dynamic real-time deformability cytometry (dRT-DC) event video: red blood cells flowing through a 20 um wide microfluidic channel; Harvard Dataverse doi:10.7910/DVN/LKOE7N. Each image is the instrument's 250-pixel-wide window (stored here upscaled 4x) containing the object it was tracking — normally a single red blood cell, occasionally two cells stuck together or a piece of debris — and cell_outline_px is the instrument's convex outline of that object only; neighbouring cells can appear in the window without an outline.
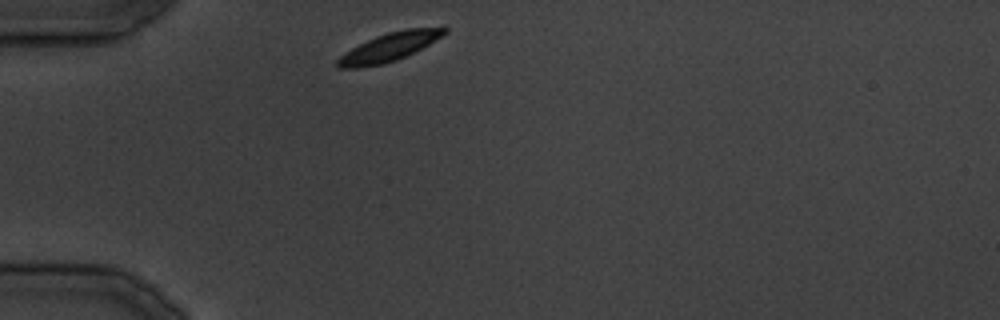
{"species": "common noctule bat (a hibernating species)", "species_latin": "Nyctalus noctula", "temperature_condition": "cold", "stored_images_in_passage": 22, "camera_frame_rate_fps": 3000, "um_per_image_px": 0.085, "animal": {"sex": "male", "body_mass_g": 19.5, "forearm_length_mm": 54.6}, "frame": {"image": 1, "passage_image": 1, "time_ms": 0.0, "image_size_px": [1000, 320], "cell_outline_px": [[448, 32], [428, 44], [396, 60], [384, 64], [356, 68], [340, 68], [336, 64], [336, 60], [340, 56], [352, 48], [376, 36], [388, 32], [404, 28], [448, 28]], "centroid_in_image_um": [33.05, 4.0], "position_along_channel_um": 51.9, "area_um2": 17.22}}
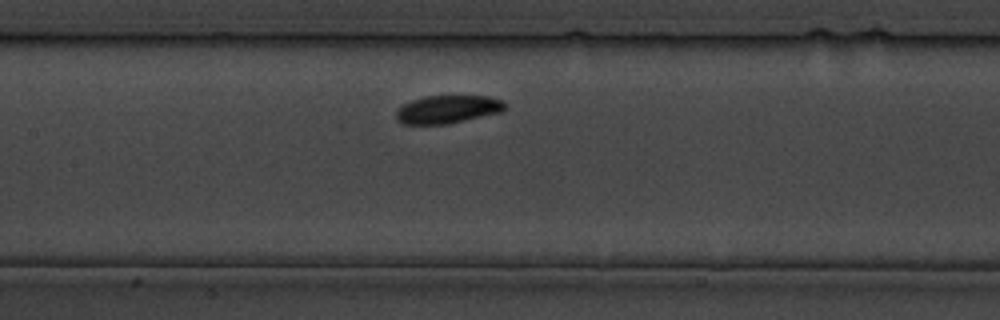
{"frame": {"image": 2, "passage_image": 8, "time_ms": 9.0, "image_size_px": [1000, 320], "cell_outline_px": [[504, 108], [500, 112], [448, 124], [400, 124], [396, 120], [396, 112], [404, 104], [412, 100], [428, 96], [488, 96], [500, 100], [504, 104]], "centroid_in_image_um": [38.0, 9.3], "position_along_channel_um": 169.4, "area_um2": 17.51}}
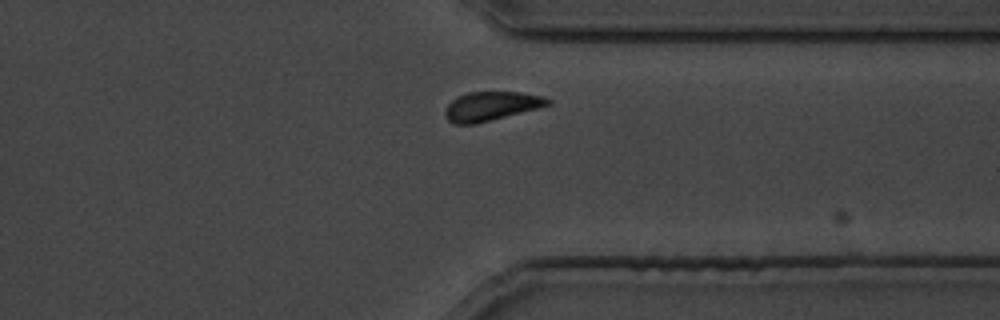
{"frame": {"image": 3, "passage_image": 19, "time_ms": 22.333, "image_size_px": [1000, 320], "cell_outline_px": [[552, 100], [548, 104], [536, 108], [476, 124], [452, 124], [444, 116], [444, 112], [448, 104], [456, 96], [468, 92], [520, 92], [544, 96]], "centroid_in_image_um": [41.69, 9.02], "position_along_channel_um": 369.7, "area_um2": 17.28}}